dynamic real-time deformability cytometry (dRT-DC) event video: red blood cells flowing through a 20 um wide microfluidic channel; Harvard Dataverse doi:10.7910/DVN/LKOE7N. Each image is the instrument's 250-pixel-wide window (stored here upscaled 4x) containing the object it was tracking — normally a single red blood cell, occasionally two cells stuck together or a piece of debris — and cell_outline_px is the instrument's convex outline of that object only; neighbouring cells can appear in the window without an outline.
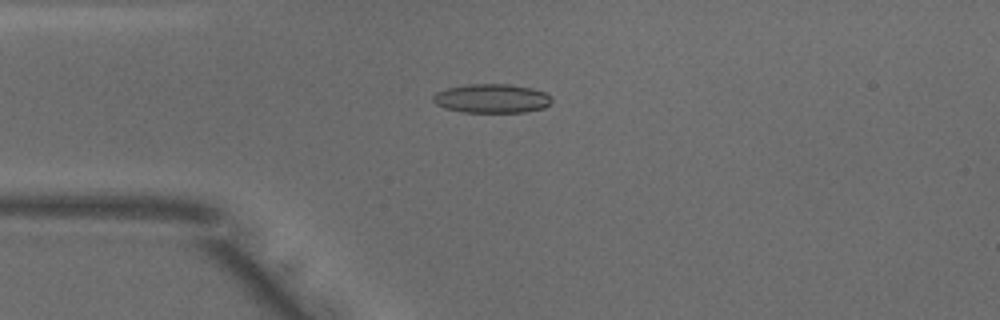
{"species": "common noctule bat (a hibernating species)", "species_latin": "Nyctalus noctula", "temperature_condition": "warm", "stored_images_in_passage": 45, "camera_frame_rate_fps": 3000, "um_per_image_px": 0.085, "animal": {"sex": "male", "body_mass_g": 18.8}, "frame": {"image": 1, "passage_image": 7, "time_ms": 2.0, "image_size_px": [1000, 320], "cell_outline_px": [[552, 100], [544, 108], [524, 112], [464, 112], [444, 108], [436, 104], [432, 100], [432, 96], [436, 92], [448, 88], [468, 84], [508, 84], [532, 88], [544, 92]], "centroid_in_image_um": [41.76, 8.37], "position_along_channel_um": 43.2, "area_um2": 19.94}}
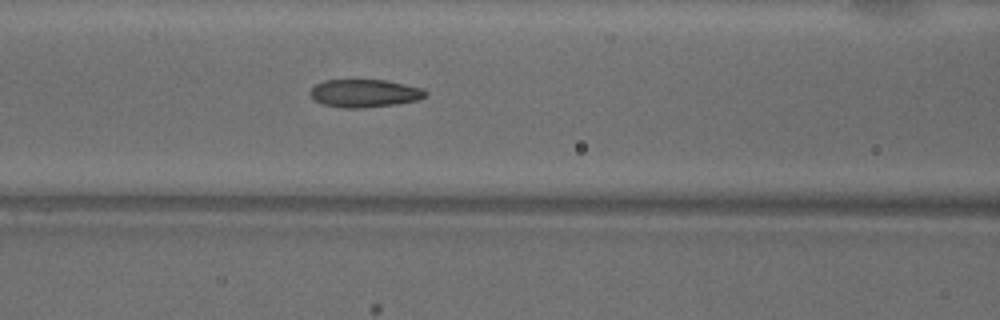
{"frame": {"image": 2, "passage_image": 15, "time_ms": 4.667, "image_size_px": [1000, 320], "cell_outline_px": [[428, 96], [420, 100], [396, 104], [364, 108], [344, 108], [324, 104], [316, 100], [308, 92], [316, 84], [324, 80], [384, 80], [404, 84], [420, 88], [428, 92]], "centroid_in_image_um": [31.02, 7.93], "position_along_channel_um": 135.6, "area_um2": 18.73}}
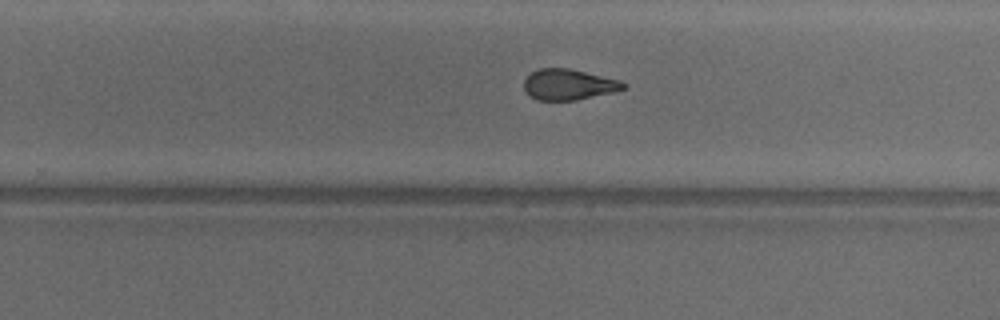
{"frame": {"image": 3, "passage_image": 26, "time_ms": 8.333, "image_size_px": [1000, 320], "cell_outline_px": [[628, 88], [612, 92], [576, 100], [536, 100], [524, 88], [524, 80], [532, 72], [540, 68], [568, 68], [620, 80], [628, 84]], "centroid_in_image_um": [48.37, 7.18], "position_along_channel_um": 281.4, "area_um2": 17.69}, "authors_computed_cell_mechanics": {"area_um2": 19.0162, "velocity_mm_per_s": 3.9837, "shape_relaxation_time_tau1_ms": null, "shape_relaxation_time_tau2_ms": 1.7219, "deformation_change_tau1": null, "deformation_change_tau2": 0.0829}}